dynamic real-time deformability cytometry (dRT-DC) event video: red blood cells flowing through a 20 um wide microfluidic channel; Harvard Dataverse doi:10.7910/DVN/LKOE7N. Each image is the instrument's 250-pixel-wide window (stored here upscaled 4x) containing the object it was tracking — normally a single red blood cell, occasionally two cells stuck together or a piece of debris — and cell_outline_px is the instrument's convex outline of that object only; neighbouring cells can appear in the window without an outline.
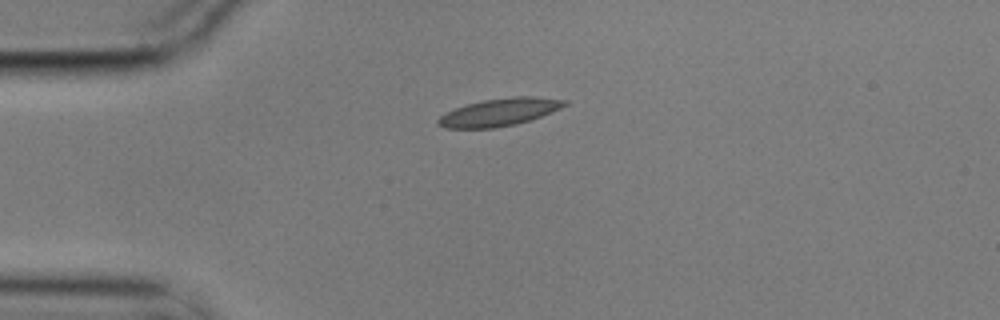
{"species": "common noctule bat (a hibernating species)", "species_latin": "Nyctalus noctula", "temperature_condition": "cold", "stored_images_in_passage": 8, "camera_frame_rate_fps": 3000, "um_per_image_px": 0.085, "animal": {"sex": "male", "body_mass_g": 17.9}, "frame": {"image": 1, "passage_image": 1, "time_ms": 0.0, "image_size_px": [1000, 320], "cell_outline_px": [[568, 104], [552, 112], [516, 124], [492, 128], [444, 128], [436, 124], [436, 120], [444, 112], [468, 104], [484, 100], [512, 96], [532, 96], [568, 100]], "centroid_in_image_um": [42.43, 9.53], "position_along_channel_um": 42.6, "area_um2": 20.29}}
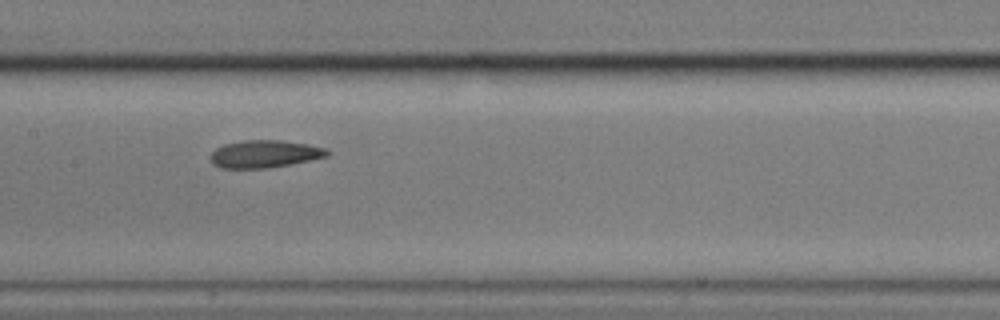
{"frame": {"image": 2, "passage_image": 5, "time_ms": 1.333, "image_size_px": [1000, 320], "cell_outline_px": [[332, 152], [328, 156], [268, 168], [220, 168], [212, 164], [212, 152], [216, 148], [224, 144], [244, 140], [280, 140], [308, 144], [328, 148]], "centroid_in_image_um": [22.52, 13.08], "position_along_channel_um": 184.9, "area_um2": 18.67}}
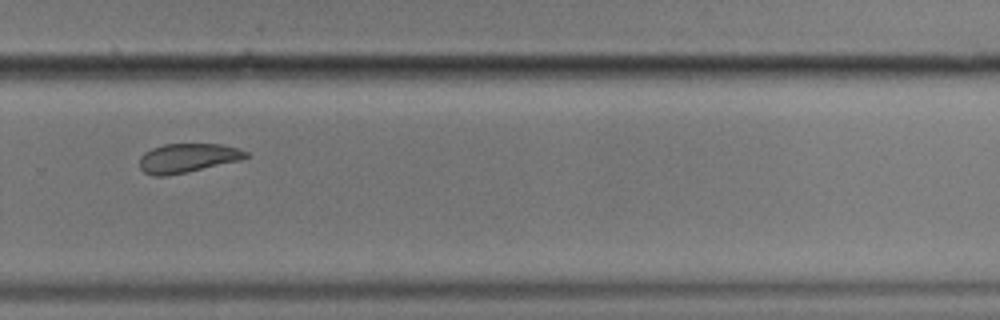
{"frame": {"image": 3, "passage_image": 8, "time_ms": 2.333, "image_size_px": [1000, 320], "cell_outline_px": [[248, 156], [240, 160], [188, 172], [164, 176], [152, 176], [144, 172], [140, 168], [140, 156], [144, 152], [152, 148], [164, 144], [220, 144], [240, 148], [248, 152]], "centroid_in_image_um": [15.93, 13.43], "position_along_channel_um": 313.9, "area_um2": 18.09}}